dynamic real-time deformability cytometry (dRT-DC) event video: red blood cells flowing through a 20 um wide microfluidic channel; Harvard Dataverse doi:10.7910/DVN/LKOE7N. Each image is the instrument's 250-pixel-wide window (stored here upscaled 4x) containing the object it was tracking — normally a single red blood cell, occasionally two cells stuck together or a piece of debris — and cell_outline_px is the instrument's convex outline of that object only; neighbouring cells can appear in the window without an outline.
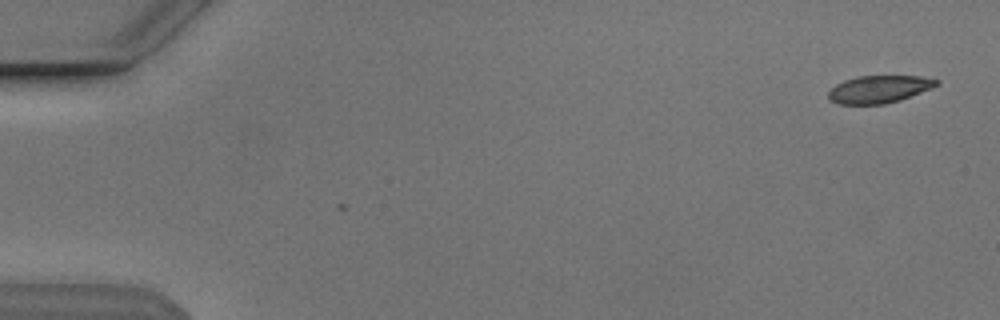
{"species": "Egyptian fruit bat (a non-hibernating species)", "species_latin": "Rousettus aegyptiacus", "temperature_condition": "cold", "stored_images_in_passage": 2, "camera_frame_rate_fps": 3000, "um_per_image_px": 0.085, "animal": {"sex": "male"}, "frame": {"image": 1, "passage_image": 2, "time_ms": 0.333, "image_size_px": [1000, 320], "cell_outline_px": [[940, 84], [932, 88], [900, 100], [884, 104], [836, 104], [828, 100], [828, 92], [836, 84], [844, 80], [856, 76], [920, 76], [940, 80]], "centroid_in_image_um": [74.71, 7.58], "position_along_channel_um": 10.3, "area_um2": 17.46}}